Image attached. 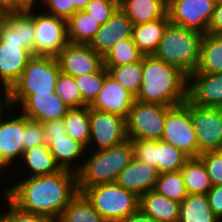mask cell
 <instances>
[{
    "label": "cell",
    "instance_id": "obj_4",
    "mask_svg": "<svg viewBox=\"0 0 222 222\" xmlns=\"http://www.w3.org/2000/svg\"><path fill=\"white\" fill-rule=\"evenodd\" d=\"M202 38L198 31L169 23L154 56L189 75L197 67Z\"/></svg>",
    "mask_w": 222,
    "mask_h": 222
},
{
    "label": "cell",
    "instance_id": "obj_16",
    "mask_svg": "<svg viewBox=\"0 0 222 222\" xmlns=\"http://www.w3.org/2000/svg\"><path fill=\"white\" fill-rule=\"evenodd\" d=\"M23 140L24 114L14 108L0 123V153L14 170L16 165H19L24 152Z\"/></svg>",
    "mask_w": 222,
    "mask_h": 222
},
{
    "label": "cell",
    "instance_id": "obj_22",
    "mask_svg": "<svg viewBox=\"0 0 222 222\" xmlns=\"http://www.w3.org/2000/svg\"><path fill=\"white\" fill-rule=\"evenodd\" d=\"M159 172L156 168L133 157L117 176L115 183L137 196L155 188Z\"/></svg>",
    "mask_w": 222,
    "mask_h": 222
},
{
    "label": "cell",
    "instance_id": "obj_7",
    "mask_svg": "<svg viewBox=\"0 0 222 222\" xmlns=\"http://www.w3.org/2000/svg\"><path fill=\"white\" fill-rule=\"evenodd\" d=\"M166 114L167 105L135 100L125 119L127 139L161 140Z\"/></svg>",
    "mask_w": 222,
    "mask_h": 222
},
{
    "label": "cell",
    "instance_id": "obj_42",
    "mask_svg": "<svg viewBox=\"0 0 222 222\" xmlns=\"http://www.w3.org/2000/svg\"><path fill=\"white\" fill-rule=\"evenodd\" d=\"M24 150L46 144L44 130L41 122L28 119L24 115Z\"/></svg>",
    "mask_w": 222,
    "mask_h": 222
},
{
    "label": "cell",
    "instance_id": "obj_38",
    "mask_svg": "<svg viewBox=\"0 0 222 222\" xmlns=\"http://www.w3.org/2000/svg\"><path fill=\"white\" fill-rule=\"evenodd\" d=\"M54 93L70 108H82V95L75 78L59 73Z\"/></svg>",
    "mask_w": 222,
    "mask_h": 222
},
{
    "label": "cell",
    "instance_id": "obj_30",
    "mask_svg": "<svg viewBox=\"0 0 222 222\" xmlns=\"http://www.w3.org/2000/svg\"><path fill=\"white\" fill-rule=\"evenodd\" d=\"M100 24L91 15L83 11H76L67 20V38L72 44H89Z\"/></svg>",
    "mask_w": 222,
    "mask_h": 222
},
{
    "label": "cell",
    "instance_id": "obj_6",
    "mask_svg": "<svg viewBox=\"0 0 222 222\" xmlns=\"http://www.w3.org/2000/svg\"><path fill=\"white\" fill-rule=\"evenodd\" d=\"M106 222H120L139 209V196L114 183L81 191Z\"/></svg>",
    "mask_w": 222,
    "mask_h": 222
},
{
    "label": "cell",
    "instance_id": "obj_32",
    "mask_svg": "<svg viewBox=\"0 0 222 222\" xmlns=\"http://www.w3.org/2000/svg\"><path fill=\"white\" fill-rule=\"evenodd\" d=\"M56 222H106L82 192H78Z\"/></svg>",
    "mask_w": 222,
    "mask_h": 222
},
{
    "label": "cell",
    "instance_id": "obj_49",
    "mask_svg": "<svg viewBox=\"0 0 222 222\" xmlns=\"http://www.w3.org/2000/svg\"><path fill=\"white\" fill-rule=\"evenodd\" d=\"M120 222H156L148 215L144 214L140 209H138L135 213H132L127 218Z\"/></svg>",
    "mask_w": 222,
    "mask_h": 222
},
{
    "label": "cell",
    "instance_id": "obj_40",
    "mask_svg": "<svg viewBox=\"0 0 222 222\" xmlns=\"http://www.w3.org/2000/svg\"><path fill=\"white\" fill-rule=\"evenodd\" d=\"M118 8L119 0H91L84 11L103 25Z\"/></svg>",
    "mask_w": 222,
    "mask_h": 222
},
{
    "label": "cell",
    "instance_id": "obj_12",
    "mask_svg": "<svg viewBox=\"0 0 222 222\" xmlns=\"http://www.w3.org/2000/svg\"><path fill=\"white\" fill-rule=\"evenodd\" d=\"M89 129L90 141L87 150L110 148L127 140L125 118L90 107Z\"/></svg>",
    "mask_w": 222,
    "mask_h": 222
},
{
    "label": "cell",
    "instance_id": "obj_29",
    "mask_svg": "<svg viewBox=\"0 0 222 222\" xmlns=\"http://www.w3.org/2000/svg\"><path fill=\"white\" fill-rule=\"evenodd\" d=\"M178 222H221L209 206L205 194H188L180 203Z\"/></svg>",
    "mask_w": 222,
    "mask_h": 222
},
{
    "label": "cell",
    "instance_id": "obj_25",
    "mask_svg": "<svg viewBox=\"0 0 222 222\" xmlns=\"http://www.w3.org/2000/svg\"><path fill=\"white\" fill-rule=\"evenodd\" d=\"M139 209L156 222H178L180 203L171 200L154 189L139 197Z\"/></svg>",
    "mask_w": 222,
    "mask_h": 222
},
{
    "label": "cell",
    "instance_id": "obj_15",
    "mask_svg": "<svg viewBox=\"0 0 222 222\" xmlns=\"http://www.w3.org/2000/svg\"><path fill=\"white\" fill-rule=\"evenodd\" d=\"M0 41L21 44L34 56L35 26L33 7L6 12L0 25Z\"/></svg>",
    "mask_w": 222,
    "mask_h": 222
},
{
    "label": "cell",
    "instance_id": "obj_28",
    "mask_svg": "<svg viewBox=\"0 0 222 222\" xmlns=\"http://www.w3.org/2000/svg\"><path fill=\"white\" fill-rule=\"evenodd\" d=\"M193 73H222V34L203 35L199 61Z\"/></svg>",
    "mask_w": 222,
    "mask_h": 222
},
{
    "label": "cell",
    "instance_id": "obj_34",
    "mask_svg": "<svg viewBox=\"0 0 222 222\" xmlns=\"http://www.w3.org/2000/svg\"><path fill=\"white\" fill-rule=\"evenodd\" d=\"M108 74L135 97L142 84L141 60L120 66H104Z\"/></svg>",
    "mask_w": 222,
    "mask_h": 222
},
{
    "label": "cell",
    "instance_id": "obj_31",
    "mask_svg": "<svg viewBox=\"0 0 222 222\" xmlns=\"http://www.w3.org/2000/svg\"><path fill=\"white\" fill-rule=\"evenodd\" d=\"M188 194H207L212 188L210 177L199 158H190L181 169Z\"/></svg>",
    "mask_w": 222,
    "mask_h": 222
},
{
    "label": "cell",
    "instance_id": "obj_39",
    "mask_svg": "<svg viewBox=\"0 0 222 222\" xmlns=\"http://www.w3.org/2000/svg\"><path fill=\"white\" fill-rule=\"evenodd\" d=\"M0 193L5 197L4 202H7V209L4 213L0 212V222H55L54 220L34 213H29L21 210L16 205H14L3 193ZM6 201V202H5Z\"/></svg>",
    "mask_w": 222,
    "mask_h": 222
},
{
    "label": "cell",
    "instance_id": "obj_19",
    "mask_svg": "<svg viewBox=\"0 0 222 222\" xmlns=\"http://www.w3.org/2000/svg\"><path fill=\"white\" fill-rule=\"evenodd\" d=\"M135 100V96L131 92L107 74L101 90L89 107L98 111L116 114L126 119Z\"/></svg>",
    "mask_w": 222,
    "mask_h": 222
},
{
    "label": "cell",
    "instance_id": "obj_43",
    "mask_svg": "<svg viewBox=\"0 0 222 222\" xmlns=\"http://www.w3.org/2000/svg\"><path fill=\"white\" fill-rule=\"evenodd\" d=\"M38 7L47 14L65 20H68L77 11L74 8V4H71V0H40ZM42 7H44V9Z\"/></svg>",
    "mask_w": 222,
    "mask_h": 222
},
{
    "label": "cell",
    "instance_id": "obj_41",
    "mask_svg": "<svg viewBox=\"0 0 222 222\" xmlns=\"http://www.w3.org/2000/svg\"><path fill=\"white\" fill-rule=\"evenodd\" d=\"M198 158L203 162L212 186L222 185V150L205 152Z\"/></svg>",
    "mask_w": 222,
    "mask_h": 222
},
{
    "label": "cell",
    "instance_id": "obj_5",
    "mask_svg": "<svg viewBox=\"0 0 222 222\" xmlns=\"http://www.w3.org/2000/svg\"><path fill=\"white\" fill-rule=\"evenodd\" d=\"M60 67L56 57L33 56L18 81L9 90L14 108L30 94L54 93Z\"/></svg>",
    "mask_w": 222,
    "mask_h": 222
},
{
    "label": "cell",
    "instance_id": "obj_1",
    "mask_svg": "<svg viewBox=\"0 0 222 222\" xmlns=\"http://www.w3.org/2000/svg\"><path fill=\"white\" fill-rule=\"evenodd\" d=\"M19 181V182H18ZM3 188V194L23 211L55 222L78 193L76 173L67 169L37 177L19 178ZM18 182V183H17Z\"/></svg>",
    "mask_w": 222,
    "mask_h": 222
},
{
    "label": "cell",
    "instance_id": "obj_21",
    "mask_svg": "<svg viewBox=\"0 0 222 222\" xmlns=\"http://www.w3.org/2000/svg\"><path fill=\"white\" fill-rule=\"evenodd\" d=\"M32 57L21 44L0 41V88L10 90Z\"/></svg>",
    "mask_w": 222,
    "mask_h": 222
},
{
    "label": "cell",
    "instance_id": "obj_48",
    "mask_svg": "<svg viewBox=\"0 0 222 222\" xmlns=\"http://www.w3.org/2000/svg\"><path fill=\"white\" fill-rule=\"evenodd\" d=\"M40 0H10V11L38 7Z\"/></svg>",
    "mask_w": 222,
    "mask_h": 222
},
{
    "label": "cell",
    "instance_id": "obj_36",
    "mask_svg": "<svg viewBox=\"0 0 222 222\" xmlns=\"http://www.w3.org/2000/svg\"><path fill=\"white\" fill-rule=\"evenodd\" d=\"M143 54L139 51L132 38L119 41L103 57L104 66H120L140 61Z\"/></svg>",
    "mask_w": 222,
    "mask_h": 222
},
{
    "label": "cell",
    "instance_id": "obj_2",
    "mask_svg": "<svg viewBox=\"0 0 222 222\" xmlns=\"http://www.w3.org/2000/svg\"><path fill=\"white\" fill-rule=\"evenodd\" d=\"M142 84L135 99L142 103L175 106L187 100L188 75L154 55L141 59Z\"/></svg>",
    "mask_w": 222,
    "mask_h": 222
},
{
    "label": "cell",
    "instance_id": "obj_46",
    "mask_svg": "<svg viewBox=\"0 0 222 222\" xmlns=\"http://www.w3.org/2000/svg\"><path fill=\"white\" fill-rule=\"evenodd\" d=\"M207 33L222 34V0H217Z\"/></svg>",
    "mask_w": 222,
    "mask_h": 222
},
{
    "label": "cell",
    "instance_id": "obj_53",
    "mask_svg": "<svg viewBox=\"0 0 222 222\" xmlns=\"http://www.w3.org/2000/svg\"><path fill=\"white\" fill-rule=\"evenodd\" d=\"M5 14H6V12L0 10V25L3 22L4 18H5Z\"/></svg>",
    "mask_w": 222,
    "mask_h": 222
},
{
    "label": "cell",
    "instance_id": "obj_45",
    "mask_svg": "<svg viewBox=\"0 0 222 222\" xmlns=\"http://www.w3.org/2000/svg\"><path fill=\"white\" fill-rule=\"evenodd\" d=\"M46 143L51 142V137L64 136L66 134L65 124L62 119L42 122Z\"/></svg>",
    "mask_w": 222,
    "mask_h": 222
},
{
    "label": "cell",
    "instance_id": "obj_35",
    "mask_svg": "<svg viewBox=\"0 0 222 222\" xmlns=\"http://www.w3.org/2000/svg\"><path fill=\"white\" fill-rule=\"evenodd\" d=\"M154 190L179 203L188 195L181 170L159 174Z\"/></svg>",
    "mask_w": 222,
    "mask_h": 222
},
{
    "label": "cell",
    "instance_id": "obj_26",
    "mask_svg": "<svg viewBox=\"0 0 222 222\" xmlns=\"http://www.w3.org/2000/svg\"><path fill=\"white\" fill-rule=\"evenodd\" d=\"M119 7L133 25L156 21L167 15V0H119Z\"/></svg>",
    "mask_w": 222,
    "mask_h": 222
},
{
    "label": "cell",
    "instance_id": "obj_47",
    "mask_svg": "<svg viewBox=\"0 0 222 222\" xmlns=\"http://www.w3.org/2000/svg\"><path fill=\"white\" fill-rule=\"evenodd\" d=\"M13 102L10 91L8 89L0 88V123L13 110Z\"/></svg>",
    "mask_w": 222,
    "mask_h": 222
},
{
    "label": "cell",
    "instance_id": "obj_50",
    "mask_svg": "<svg viewBox=\"0 0 222 222\" xmlns=\"http://www.w3.org/2000/svg\"><path fill=\"white\" fill-rule=\"evenodd\" d=\"M7 170H9V171L7 172ZM12 170L13 169L11 168V166L4 160V158L2 157V155L0 153V177H1V179L4 175H6L7 173H9ZM5 172H7V173H5ZM2 182H4V185H6L4 180H0V185ZM0 189H1V187H0Z\"/></svg>",
    "mask_w": 222,
    "mask_h": 222
},
{
    "label": "cell",
    "instance_id": "obj_3",
    "mask_svg": "<svg viewBox=\"0 0 222 222\" xmlns=\"http://www.w3.org/2000/svg\"><path fill=\"white\" fill-rule=\"evenodd\" d=\"M87 151L76 172L78 192L98 184L114 183L134 157L132 141L128 139L114 147Z\"/></svg>",
    "mask_w": 222,
    "mask_h": 222
},
{
    "label": "cell",
    "instance_id": "obj_13",
    "mask_svg": "<svg viewBox=\"0 0 222 222\" xmlns=\"http://www.w3.org/2000/svg\"><path fill=\"white\" fill-rule=\"evenodd\" d=\"M217 0H167L170 23L207 34Z\"/></svg>",
    "mask_w": 222,
    "mask_h": 222
},
{
    "label": "cell",
    "instance_id": "obj_37",
    "mask_svg": "<svg viewBox=\"0 0 222 222\" xmlns=\"http://www.w3.org/2000/svg\"><path fill=\"white\" fill-rule=\"evenodd\" d=\"M107 74L108 71L103 66L98 72L74 77L82 95V107L90 106L94 102Z\"/></svg>",
    "mask_w": 222,
    "mask_h": 222
},
{
    "label": "cell",
    "instance_id": "obj_10",
    "mask_svg": "<svg viewBox=\"0 0 222 222\" xmlns=\"http://www.w3.org/2000/svg\"><path fill=\"white\" fill-rule=\"evenodd\" d=\"M134 158L157 169L159 174L180 171L190 157L162 140H131Z\"/></svg>",
    "mask_w": 222,
    "mask_h": 222
},
{
    "label": "cell",
    "instance_id": "obj_24",
    "mask_svg": "<svg viewBox=\"0 0 222 222\" xmlns=\"http://www.w3.org/2000/svg\"><path fill=\"white\" fill-rule=\"evenodd\" d=\"M19 164L18 167L23 172L21 178L50 175L61 170L47 143L24 150Z\"/></svg>",
    "mask_w": 222,
    "mask_h": 222
},
{
    "label": "cell",
    "instance_id": "obj_11",
    "mask_svg": "<svg viewBox=\"0 0 222 222\" xmlns=\"http://www.w3.org/2000/svg\"><path fill=\"white\" fill-rule=\"evenodd\" d=\"M189 113L196 133L198 156L222 150V108L201 107L189 101Z\"/></svg>",
    "mask_w": 222,
    "mask_h": 222
},
{
    "label": "cell",
    "instance_id": "obj_18",
    "mask_svg": "<svg viewBox=\"0 0 222 222\" xmlns=\"http://www.w3.org/2000/svg\"><path fill=\"white\" fill-rule=\"evenodd\" d=\"M133 26L119 7L111 18L100 26L88 45L104 57L119 41L132 38Z\"/></svg>",
    "mask_w": 222,
    "mask_h": 222
},
{
    "label": "cell",
    "instance_id": "obj_52",
    "mask_svg": "<svg viewBox=\"0 0 222 222\" xmlns=\"http://www.w3.org/2000/svg\"><path fill=\"white\" fill-rule=\"evenodd\" d=\"M0 10L10 12V0H0Z\"/></svg>",
    "mask_w": 222,
    "mask_h": 222
},
{
    "label": "cell",
    "instance_id": "obj_17",
    "mask_svg": "<svg viewBox=\"0 0 222 222\" xmlns=\"http://www.w3.org/2000/svg\"><path fill=\"white\" fill-rule=\"evenodd\" d=\"M187 99L197 106L222 108V73L189 74Z\"/></svg>",
    "mask_w": 222,
    "mask_h": 222
},
{
    "label": "cell",
    "instance_id": "obj_51",
    "mask_svg": "<svg viewBox=\"0 0 222 222\" xmlns=\"http://www.w3.org/2000/svg\"><path fill=\"white\" fill-rule=\"evenodd\" d=\"M90 1L91 0H71V4H74V8L77 11H83Z\"/></svg>",
    "mask_w": 222,
    "mask_h": 222
},
{
    "label": "cell",
    "instance_id": "obj_23",
    "mask_svg": "<svg viewBox=\"0 0 222 222\" xmlns=\"http://www.w3.org/2000/svg\"><path fill=\"white\" fill-rule=\"evenodd\" d=\"M48 147L61 169H67L75 173L81 168L84 156L87 153V148L83 144L67 134L51 137Z\"/></svg>",
    "mask_w": 222,
    "mask_h": 222
},
{
    "label": "cell",
    "instance_id": "obj_44",
    "mask_svg": "<svg viewBox=\"0 0 222 222\" xmlns=\"http://www.w3.org/2000/svg\"><path fill=\"white\" fill-rule=\"evenodd\" d=\"M206 196L213 213L222 222V185L212 186Z\"/></svg>",
    "mask_w": 222,
    "mask_h": 222
},
{
    "label": "cell",
    "instance_id": "obj_27",
    "mask_svg": "<svg viewBox=\"0 0 222 222\" xmlns=\"http://www.w3.org/2000/svg\"><path fill=\"white\" fill-rule=\"evenodd\" d=\"M169 23L168 15H166L156 21L133 26L132 40L143 55H154Z\"/></svg>",
    "mask_w": 222,
    "mask_h": 222
},
{
    "label": "cell",
    "instance_id": "obj_8",
    "mask_svg": "<svg viewBox=\"0 0 222 222\" xmlns=\"http://www.w3.org/2000/svg\"><path fill=\"white\" fill-rule=\"evenodd\" d=\"M161 140L183 151L190 158H198V144L191 122L188 99L182 104L167 106Z\"/></svg>",
    "mask_w": 222,
    "mask_h": 222
},
{
    "label": "cell",
    "instance_id": "obj_14",
    "mask_svg": "<svg viewBox=\"0 0 222 222\" xmlns=\"http://www.w3.org/2000/svg\"><path fill=\"white\" fill-rule=\"evenodd\" d=\"M56 59L60 71L72 77L98 72L104 66L103 57L88 44L68 43Z\"/></svg>",
    "mask_w": 222,
    "mask_h": 222
},
{
    "label": "cell",
    "instance_id": "obj_33",
    "mask_svg": "<svg viewBox=\"0 0 222 222\" xmlns=\"http://www.w3.org/2000/svg\"><path fill=\"white\" fill-rule=\"evenodd\" d=\"M66 134L88 148L90 141L89 106L69 109L63 117Z\"/></svg>",
    "mask_w": 222,
    "mask_h": 222
},
{
    "label": "cell",
    "instance_id": "obj_20",
    "mask_svg": "<svg viewBox=\"0 0 222 222\" xmlns=\"http://www.w3.org/2000/svg\"><path fill=\"white\" fill-rule=\"evenodd\" d=\"M28 119L47 122L62 119L70 109L56 93L30 94L17 108Z\"/></svg>",
    "mask_w": 222,
    "mask_h": 222
},
{
    "label": "cell",
    "instance_id": "obj_9",
    "mask_svg": "<svg viewBox=\"0 0 222 222\" xmlns=\"http://www.w3.org/2000/svg\"><path fill=\"white\" fill-rule=\"evenodd\" d=\"M37 10V11H36ZM33 7L35 26L34 56L56 57L69 43L67 20L43 12Z\"/></svg>",
    "mask_w": 222,
    "mask_h": 222
}]
</instances>
